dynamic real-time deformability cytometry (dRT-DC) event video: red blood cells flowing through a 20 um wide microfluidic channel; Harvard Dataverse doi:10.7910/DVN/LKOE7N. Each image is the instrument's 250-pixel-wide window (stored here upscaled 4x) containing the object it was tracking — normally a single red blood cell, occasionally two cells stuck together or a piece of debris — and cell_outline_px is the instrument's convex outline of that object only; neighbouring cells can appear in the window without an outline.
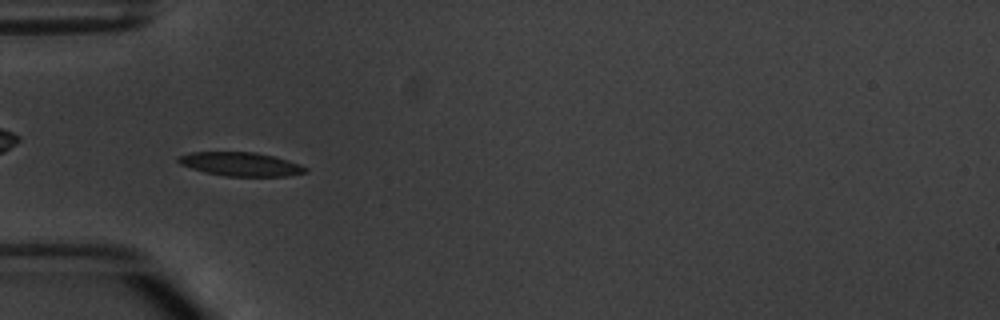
{"species": "common noctule bat (a hibernating species)", "species_latin": "Nyctalus noctula", "temperature_condition": "warm", "stored_images_in_passage": 6, "camera_frame_rate_fps": 3000, "um_per_image_px": 0.085, "animal": {"sex": "male", "body_mass_g": 20.1, "forearm_length_mm": 53.5}, "frame": {"image": 1, "passage_image": 2, "time_ms": 1.333, "image_size_px": [1000, 320], "cell_outline_px": [[308, 172], [288, 176], [224, 176], [204, 172], [180, 164], [176, 160], [176, 156], [192, 152], [256, 152], [276, 156], [300, 164], [308, 168]], "centroid_in_image_um": [20.47, 13.95], "position_along_channel_um": 64.5, "area_um2": 17.8}}
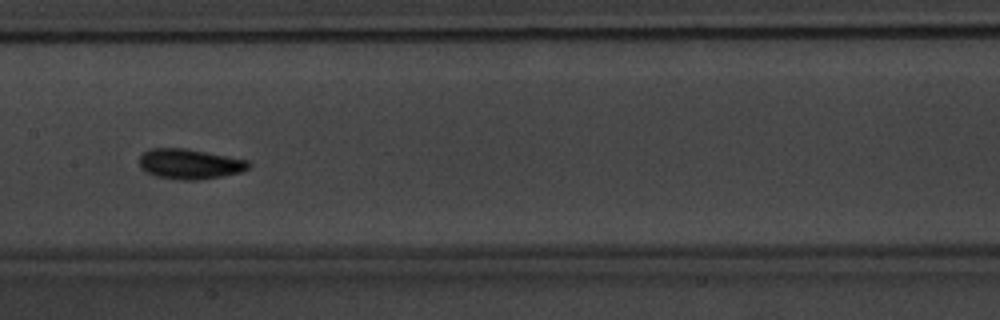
{"frame": {"image": 2, "passage_image": 5, "time_ms": 4.667, "image_size_px": [1000, 320], "cell_outline_px": [[252, 164], [248, 168], [240, 172], [220, 176], [196, 180], [176, 180], [156, 176], [144, 172], [140, 168], [140, 156], [144, 152], [152, 148], [184, 148], [248, 160]], "centroid_in_image_um": [16.09, 13.94], "position_along_channel_um": 191.3, "area_um2": 19.13}}
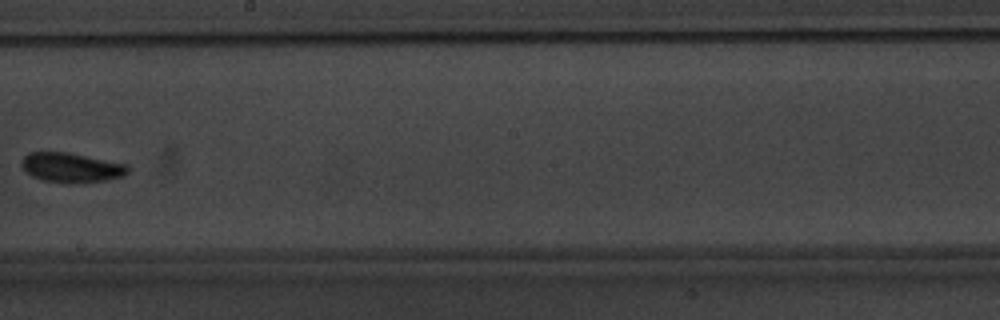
{"frame": {"image": 3, "passage_image": 6, "time_ms": 6.0, "image_size_px": [1000, 320], "cell_outline_px": [[128, 172], [124, 176], [104, 180], [80, 184], [64, 184], [44, 180], [32, 176], [20, 164], [20, 160], [28, 152], [68, 152], [128, 164]], "centroid_in_image_um": [6.06, 14.25], "position_along_channel_um": 242.1, "area_um2": 18.61}}